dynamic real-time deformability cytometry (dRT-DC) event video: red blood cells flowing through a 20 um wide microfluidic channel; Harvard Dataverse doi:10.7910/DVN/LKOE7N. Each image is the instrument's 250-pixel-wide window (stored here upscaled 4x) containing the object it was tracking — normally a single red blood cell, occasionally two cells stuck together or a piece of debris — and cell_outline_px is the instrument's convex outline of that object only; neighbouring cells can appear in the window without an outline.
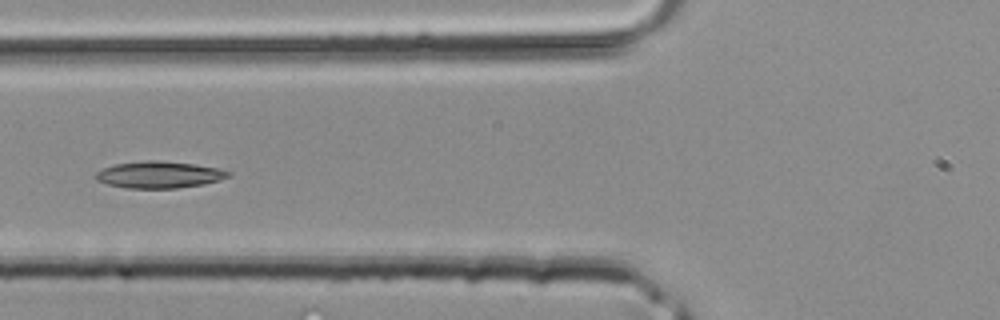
{"species": "common noctule bat (a hibernating species)", "species_latin": "Nyctalus noctula", "temperature_condition": "room temperature", "stored_images_in_passage": 39, "camera_frame_rate_fps": 3000, "um_per_image_px": 0.085, "animal": {"sex": "male", "body_mass_g": 20.4}, "frame": {"image": 1, "passage_image": 15, "time_ms": 4.667, "image_size_px": [1000, 320], "cell_outline_px": [[232, 172], [228, 176], [220, 180], [204, 184], [176, 188], [128, 188], [108, 184], [96, 180], [96, 172], [112, 164], [144, 160], [160, 160], [196, 164], [220, 168]], "centroid_in_image_um": [13.54, 14.83], "position_along_channel_um": 112.3, "area_um2": 20.81}}
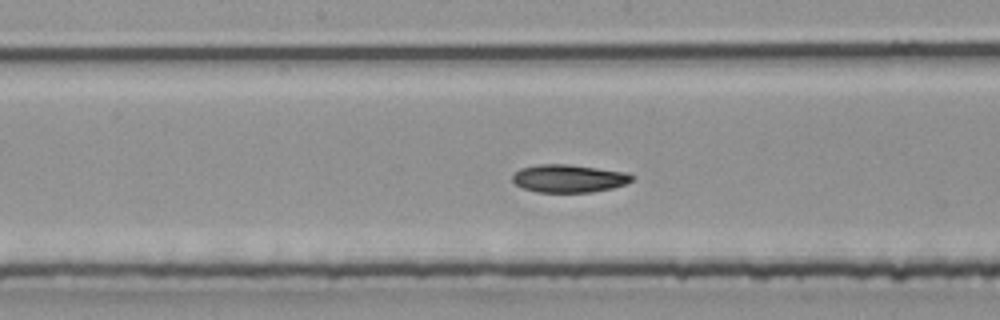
{"frame": {"image": 2, "passage_image": 20, "time_ms": 6.333, "image_size_px": [1000, 320], "cell_outline_px": [[636, 176], [632, 180], [624, 184], [612, 188], [592, 192], [536, 192], [524, 188], [516, 184], [512, 180], [512, 176], [520, 168], [536, 164], [568, 164], [628, 172]], "centroid_in_image_um": [48.36, 15.16], "position_along_channel_um": 199.8, "area_um2": 19.48}}
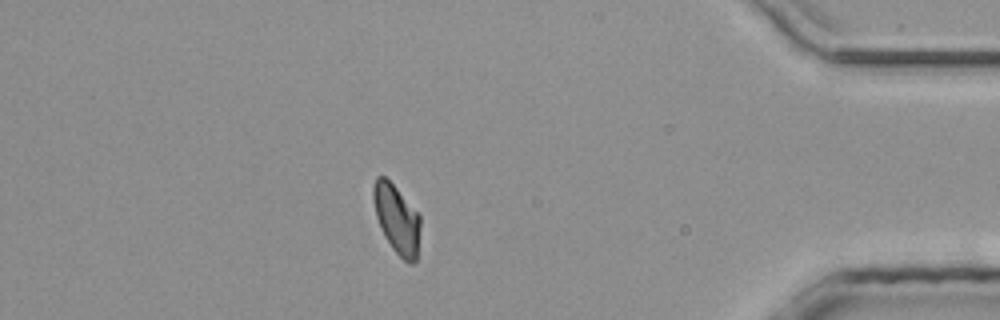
{"frame": {"image": 3, "passage_image": 34, "time_ms": 11.0, "image_size_px": [1000, 320], "cell_outline_px": [[420, 228], [416, 260], [412, 264], [408, 264], [392, 248], [384, 236], [380, 228], [376, 216], [372, 200], [372, 188], [376, 176], [384, 176], [396, 188], [420, 216]], "centroid_in_image_um": [33.7, 18.63], "position_along_channel_um": 401.5, "area_um2": 18.73}}